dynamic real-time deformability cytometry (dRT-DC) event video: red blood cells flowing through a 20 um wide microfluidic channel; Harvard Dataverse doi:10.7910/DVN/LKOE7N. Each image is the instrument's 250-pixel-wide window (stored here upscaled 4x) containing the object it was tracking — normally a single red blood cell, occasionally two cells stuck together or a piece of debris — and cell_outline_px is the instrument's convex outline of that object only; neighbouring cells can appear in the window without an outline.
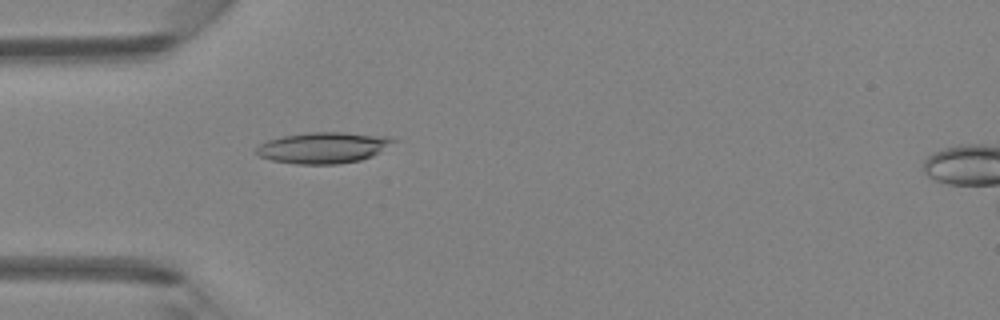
{"species": "Egyptian fruit bat (a non-hibernating species)", "species_latin": "Rousettus aegyptiacus", "temperature_condition": "room temperature", "stored_images_in_passage": 4, "camera_frame_rate_fps": 3000, "um_per_image_px": 0.085, "animal": {"sex": "female"}, "frame": {"image": 1, "passage_image": 4, "time_ms": 3.667, "image_size_px": [1000, 320], "cell_outline_px": [[396, 140], [372, 156], [360, 160], [336, 164], [300, 164], [272, 160], [260, 156], [252, 152], [260, 144], [268, 140], [284, 136], [308, 132], [340, 132], [392, 136]], "centroid_in_image_um": [27.46, 12.54], "position_along_channel_um": 57.5, "area_um2": 24.68}}